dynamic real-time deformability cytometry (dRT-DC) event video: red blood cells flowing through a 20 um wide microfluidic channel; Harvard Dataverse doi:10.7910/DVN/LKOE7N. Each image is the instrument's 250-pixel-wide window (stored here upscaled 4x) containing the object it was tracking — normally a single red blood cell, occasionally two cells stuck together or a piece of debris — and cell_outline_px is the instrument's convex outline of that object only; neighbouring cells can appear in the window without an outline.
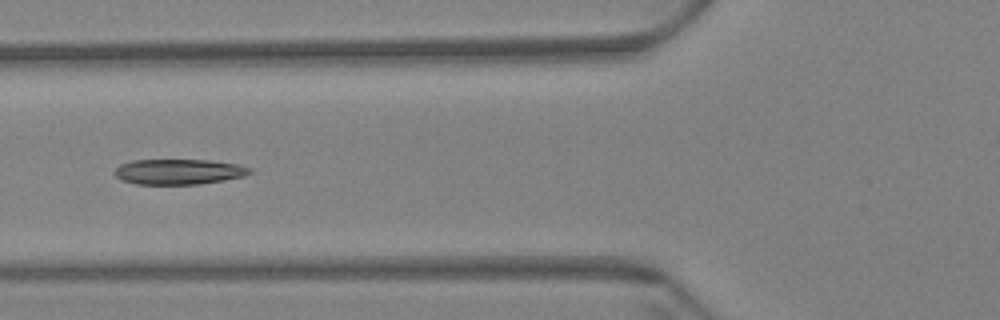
{"species": "Egyptian fruit bat (a non-hibernating species)", "species_latin": "Rousettus aegyptiacus", "temperature_condition": "warm", "stored_images_in_passage": 9, "camera_frame_rate_fps": 3000, "um_per_image_px": 0.085, "animal": {"sex": "female"}, "frame": {"image": 1, "passage_image": 6, "time_ms": 1.667, "image_size_px": [1000, 320], "cell_outline_px": [[252, 172], [244, 176], [224, 180], [200, 184], [136, 184], [120, 180], [112, 172], [120, 164], [132, 160], [208, 160], [240, 164], [252, 168]], "centroid_in_image_um": [15.19, 14.59], "position_along_channel_um": 110.6, "area_um2": 20.17}}